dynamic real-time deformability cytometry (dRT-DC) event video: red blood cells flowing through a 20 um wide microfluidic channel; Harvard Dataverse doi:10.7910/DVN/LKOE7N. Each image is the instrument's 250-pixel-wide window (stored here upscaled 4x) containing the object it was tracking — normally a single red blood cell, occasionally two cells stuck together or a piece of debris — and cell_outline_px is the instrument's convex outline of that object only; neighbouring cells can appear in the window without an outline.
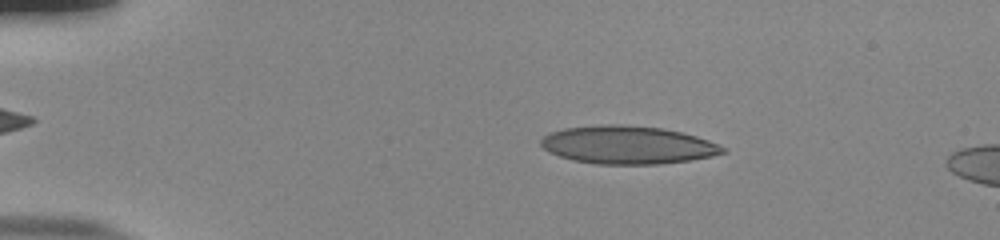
{"species": "human", "species_latin": "Homo sapiens", "temperature_condition": "room temperature", "stored_images_in_passage": 52, "camera_frame_rate_fps": 3000, "um_per_image_px": 0.085, "donor": {"sex": "male"}, "frame": {"image": 1, "passage_image": 9, "time_ms": 2.667, "image_size_px": [1000, 240], "cell_outline_px": [[724, 152], [712, 156], [688, 160], [656, 164], [596, 164], [576, 160], [560, 156], [544, 148], [540, 144], [540, 140], [544, 136], [552, 132], [564, 128], [604, 124], [620, 124], [660, 128], [680, 132], [696, 136], [708, 140], [724, 148]], "centroid_in_image_um": [53.33, 12.31], "position_along_channel_um": 31.7, "area_um2": 39.71}}
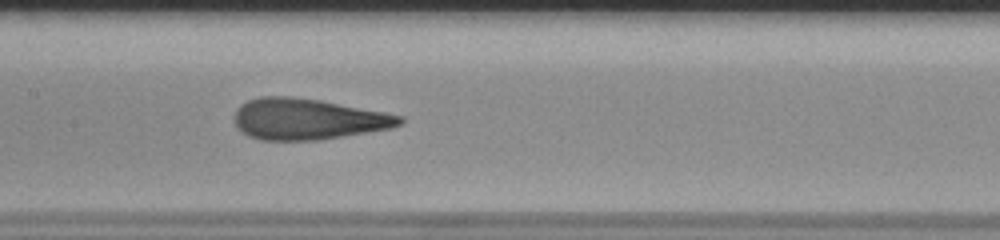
{"frame": {"image": 2, "passage_image": 26, "time_ms": 8.333, "image_size_px": [1000, 240], "cell_outline_px": [[404, 120], [400, 124], [392, 128], [320, 140], [260, 140], [248, 136], [236, 124], [236, 112], [240, 104], [248, 100], [260, 96], [292, 96], [320, 100], [404, 116]], "centroid_in_image_um": [26.17, 10.12], "position_along_channel_um": 181.2, "area_um2": 39.36}}
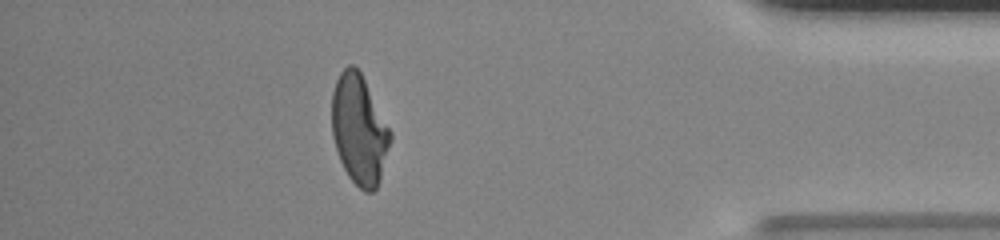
{"frame": {"image": 3, "passage_image": 46, "time_ms": 15.0, "image_size_px": [1000, 240], "cell_outline_px": [[392, 140], [380, 180], [376, 188], [372, 192], [364, 192], [348, 176], [340, 160], [332, 136], [332, 92], [336, 80], [340, 72], [348, 64], [352, 64], [360, 72], [392, 132]], "centroid_in_image_um": [30.54, 11.03], "position_along_channel_um": 404.7, "area_um2": 37.34}, "authors_computed_cell_mechanics": {"area_um2": 38.8994, "velocity_mm_per_s": 3.8795, "shape_relaxation_time_tau1_ms": 8.5479, "shape_relaxation_time_tau2_ms": 0.8806, "deformation_change_tau1": 0.275, "deformation_change_tau2": 0.1039}}